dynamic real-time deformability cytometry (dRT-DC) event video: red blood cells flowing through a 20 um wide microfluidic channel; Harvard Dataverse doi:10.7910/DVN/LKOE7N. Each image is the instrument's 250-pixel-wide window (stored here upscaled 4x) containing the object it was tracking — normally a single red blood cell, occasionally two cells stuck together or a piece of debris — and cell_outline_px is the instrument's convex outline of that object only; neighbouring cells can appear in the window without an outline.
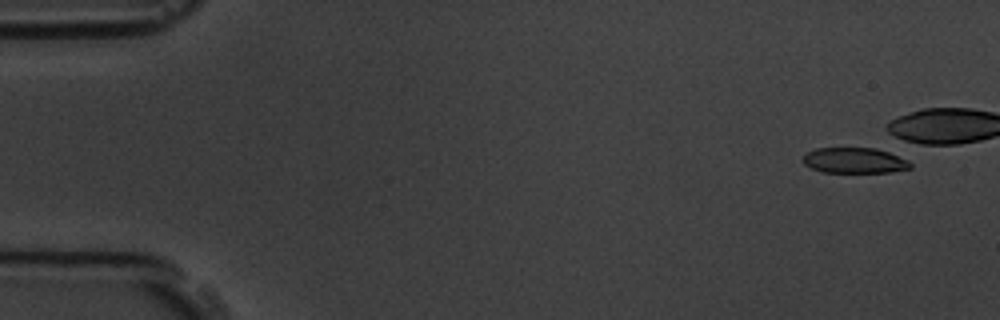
{"species": "common noctule bat (a hibernating species)", "species_latin": "Nyctalus noctula", "temperature_condition": "room temperature", "stored_images_in_passage": 9, "camera_frame_rate_fps": 3000, "um_per_image_px": 0.085, "animal": {"sex": "male", "body_mass_g": 19.5, "forearm_length_mm": 54.6}, "frame": {"image": 1, "passage_image": 1, "time_ms": 0.0, "image_size_px": [1000, 320], "cell_outline_px": [[912, 168], [892, 172], [824, 172], [812, 168], [804, 164], [804, 156], [808, 152], [816, 148], [876, 148], [888, 152], [908, 160], [912, 164]], "centroid_in_image_um": [72.67, 13.64], "position_along_channel_um": 12.3, "area_um2": 15.9}}